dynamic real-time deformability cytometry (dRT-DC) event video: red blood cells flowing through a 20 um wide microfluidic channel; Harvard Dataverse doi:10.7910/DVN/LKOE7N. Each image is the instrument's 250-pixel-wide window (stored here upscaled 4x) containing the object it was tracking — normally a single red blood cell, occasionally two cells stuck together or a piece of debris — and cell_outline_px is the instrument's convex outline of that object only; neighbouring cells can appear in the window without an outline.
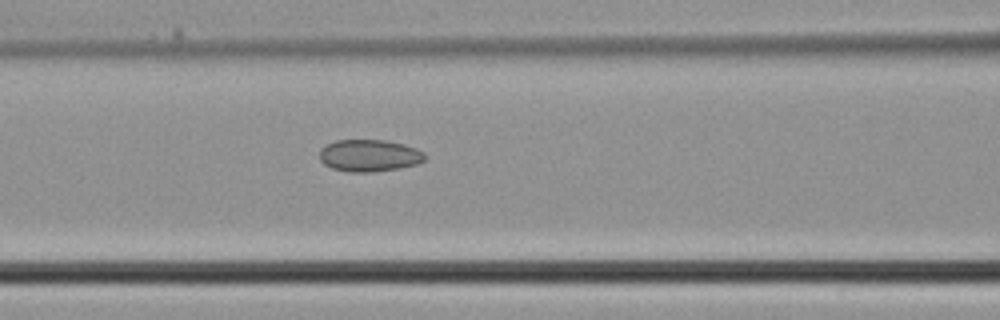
{"species": "common noctule bat (a hibernating species)", "species_latin": "Nyctalus noctula", "temperature_condition": "cold", "stored_images_in_passage": 4, "camera_frame_rate_fps": 3000, "um_per_image_px": 0.085, "animal": {"sex": "male", "body_mass_g": 21.5, "forearm_length_mm": 52.0}, "frame": {"image": 1, "passage_image": 4, "time_ms": 1.0, "image_size_px": [1000, 320], "cell_outline_px": [[428, 156], [424, 160], [416, 164], [396, 168], [372, 172], [348, 172], [332, 168], [324, 164], [320, 160], [320, 148], [336, 140], [384, 140], [404, 144], [416, 148], [424, 152]], "centroid_in_image_um": [31.39, 13.22], "position_along_channel_um": 135.2, "area_um2": 19.65}}